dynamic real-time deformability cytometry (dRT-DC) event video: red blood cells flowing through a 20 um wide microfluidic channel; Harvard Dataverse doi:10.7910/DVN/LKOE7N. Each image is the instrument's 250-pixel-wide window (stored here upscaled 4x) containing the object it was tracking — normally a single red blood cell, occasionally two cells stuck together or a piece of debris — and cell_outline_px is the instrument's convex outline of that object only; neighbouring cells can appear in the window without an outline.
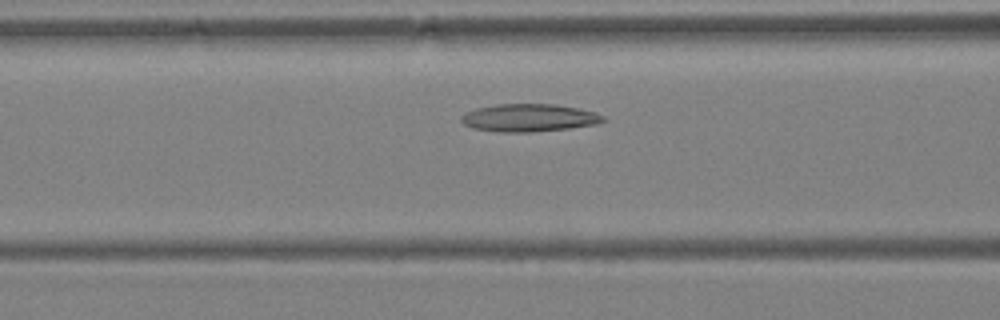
{"species": "Egyptian fruit bat (a non-hibernating species)", "species_latin": "Rousettus aegyptiacus", "temperature_condition": "warm", "stored_images_in_passage": 34, "camera_frame_rate_fps": 3000, "um_per_image_px": 0.085, "animal": {"sex": "female"}, "frame": {"image": 1, "passage_image": 10, "time_ms": 3.0, "image_size_px": [1000, 320], "cell_outline_px": [[608, 120], [596, 124], [568, 128], [532, 132], [500, 132], [472, 128], [464, 124], [460, 120], [460, 116], [464, 112], [476, 108], [496, 104], [556, 104], [596, 112], [604, 116]], "centroid_in_image_um": [44.95, 10.01], "position_along_channel_um": 121.7, "area_um2": 23.06}}
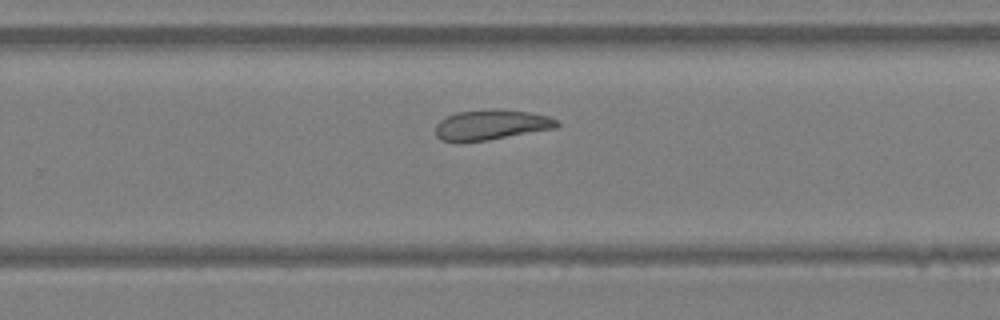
{"frame": {"image": 2, "passage_image": 20, "time_ms": 6.333, "image_size_px": [1000, 320], "cell_outline_px": [[560, 124], [556, 128], [488, 140], [460, 144], [440, 140], [436, 136], [436, 124], [440, 120], [448, 116], [460, 112], [492, 108], [500, 108], [528, 112], [548, 116], [556, 120]], "centroid_in_image_um": [41.71, 10.63], "position_along_channel_um": 288.1, "area_um2": 21.73}}
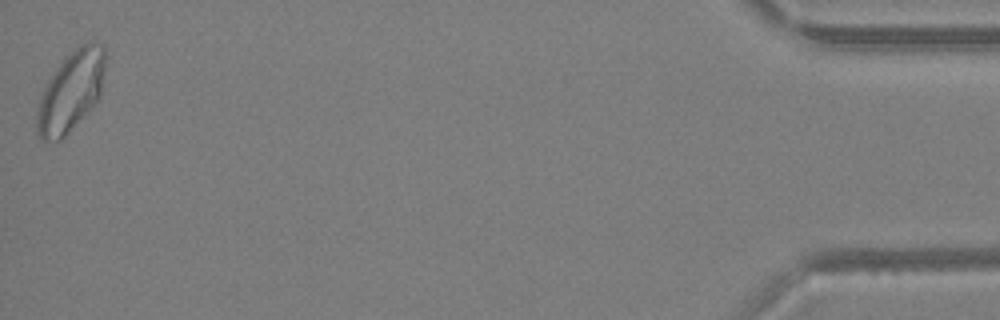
{"frame": {"image": 3, "passage_image": 34, "time_ms": 11.0, "image_size_px": [1000, 320], "cell_outline_px": [[104, 76], [100, 96], [64, 140], [40, 140], [36, 132], [36, 108], [40, 96], [48, 80], [64, 56], [68, 52], [80, 44], [88, 40], [104, 44]], "centroid_in_image_um": [6.01, 7.76], "position_along_channel_um": 429.2, "area_um2": 32.48}}